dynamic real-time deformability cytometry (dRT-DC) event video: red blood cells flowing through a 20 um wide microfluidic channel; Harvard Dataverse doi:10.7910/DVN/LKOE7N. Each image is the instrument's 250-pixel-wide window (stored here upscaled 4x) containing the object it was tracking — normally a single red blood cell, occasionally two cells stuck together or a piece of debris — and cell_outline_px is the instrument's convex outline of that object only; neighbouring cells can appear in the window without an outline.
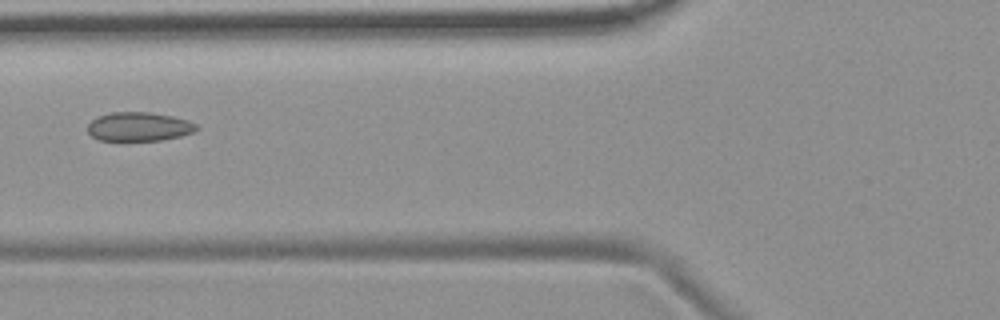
{"species": "common noctule bat (a hibernating species)", "species_latin": "Nyctalus noctula", "temperature_condition": "room temperature", "stored_images_in_passage": 8, "camera_frame_rate_fps": 3000, "um_per_image_px": 0.085, "animal": {"sex": "female", "body_mass_g": 19.9}, "frame": {"image": 1, "passage_image": 8, "time_ms": 8.0, "image_size_px": [1000, 320], "cell_outline_px": [[200, 128], [192, 132], [180, 136], [160, 140], [100, 140], [92, 136], [88, 132], [88, 124], [96, 116], [112, 112], [148, 112], [172, 116], [188, 120], [196, 124]], "centroid_in_image_um": [11.8, 10.75], "position_along_channel_um": 114.0, "area_um2": 18.26}}